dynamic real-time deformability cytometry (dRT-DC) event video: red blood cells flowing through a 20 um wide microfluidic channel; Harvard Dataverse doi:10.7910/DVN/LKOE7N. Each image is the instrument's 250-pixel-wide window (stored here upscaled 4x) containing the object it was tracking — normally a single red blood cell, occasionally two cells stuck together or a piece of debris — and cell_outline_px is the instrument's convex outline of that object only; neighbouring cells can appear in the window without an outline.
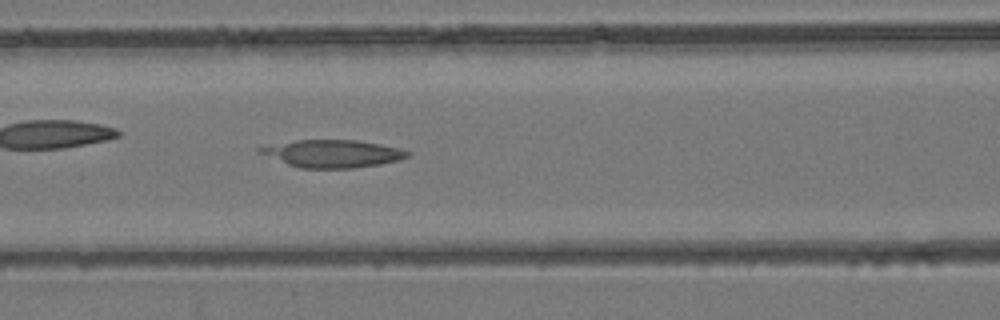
{"species": "common noctule bat (a hibernating species)", "species_latin": "Nyctalus noctula", "temperature_condition": "room temperature", "stored_images_in_passage": 47, "camera_frame_rate_fps": 3000, "um_per_image_px": 0.085, "animal": {"sex": "female", "body_mass_g": 24.6, "forearm_length_mm": 56.2}, "frame": {"image": 1, "passage_image": 20, "time_ms": 6.333, "image_size_px": [1000, 320], "cell_outline_px": [[412, 156], [400, 160], [380, 164], [352, 168], [300, 168], [288, 164], [256, 152], [256, 148], [296, 140], [356, 140], [380, 144], [400, 148], [412, 152]], "centroid_in_image_um": [28.32, 13.06], "position_along_channel_um": 138.3, "area_um2": 23.7}}
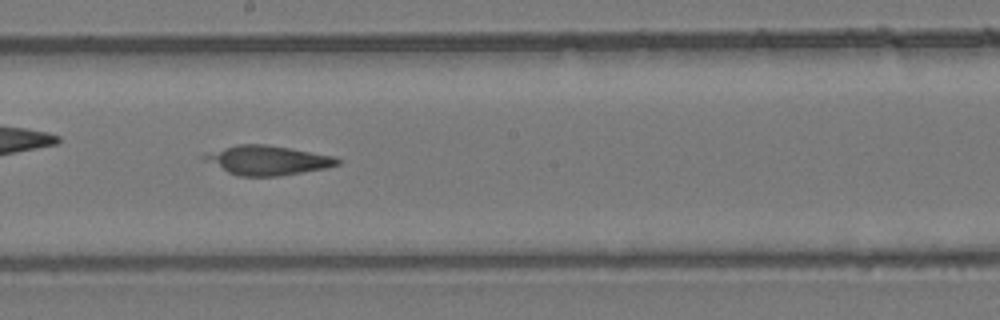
{"frame": {"image": 2, "passage_image": 26, "time_ms": 8.333, "image_size_px": [1000, 320], "cell_outline_px": [[340, 164], [328, 168], [280, 176], [236, 176], [200, 160], [200, 156], [236, 144], [264, 144], [336, 156], [340, 160]], "centroid_in_image_um": [22.72, 13.64], "position_along_channel_um": 225.5, "area_um2": 22.95}}
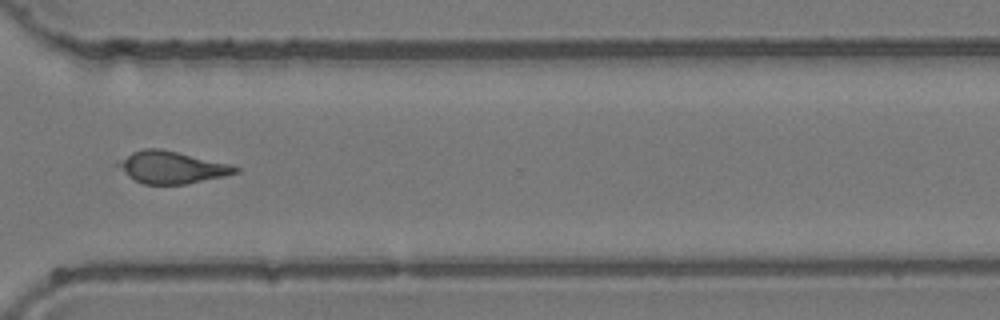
{"frame": {"image": 3, "passage_image": 35, "time_ms": 11.333, "image_size_px": [1000, 320], "cell_outline_px": [[240, 172], [224, 176], [184, 184], [144, 184], [128, 176], [112, 164], [116, 160], [132, 152], [144, 148], [160, 148], [228, 164], [240, 168]], "centroid_in_image_um": [14.5, 14.21], "position_along_channel_um": 356.1, "area_um2": 21.91}}